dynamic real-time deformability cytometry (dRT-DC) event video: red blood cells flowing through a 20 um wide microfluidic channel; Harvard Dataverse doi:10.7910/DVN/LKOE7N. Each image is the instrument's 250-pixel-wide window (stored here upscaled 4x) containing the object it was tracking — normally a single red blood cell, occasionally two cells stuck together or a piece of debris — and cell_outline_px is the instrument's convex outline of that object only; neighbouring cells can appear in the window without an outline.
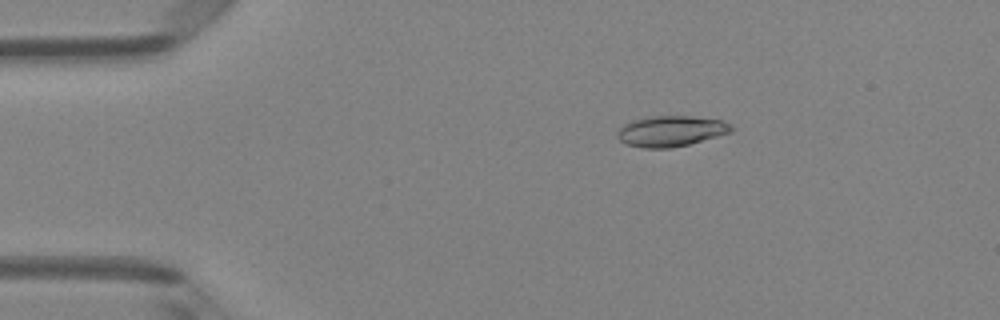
{"species": "Egyptian fruit bat (a non-hibernating species)", "species_latin": "Rousettus aegyptiacus", "temperature_condition": "room temperature", "stored_images_in_passage": 3, "camera_frame_rate_fps": 3000, "um_per_image_px": 0.085, "animal": {"sex": "female"}, "frame": {"image": 1, "passage_image": 1, "time_ms": 0.0, "image_size_px": [1000, 320], "cell_outline_px": [[732, 132], [688, 144], [668, 148], [644, 148], [628, 144], [620, 140], [616, 136], [616, 132], [624, 124], [632, 120], [648, 116], [692, 116], [720, 120], [732, 124]], "centroid_in_image_um": [57.01, 11.13], "position_along_channel_um": 28.0, "area_um2": 20.29}}
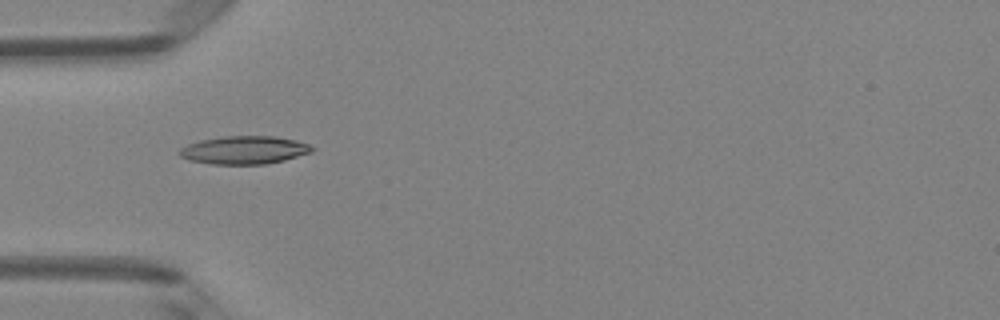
{"frame": {"image": 2, "passage_image": 3, "time_ms": 0.667, "image_size_px": [1000, 320], "cell_outline_px": [[316, 148], [312, 152], [284, 160], [264, 164], [212, 164], [188, 160], [180, 156], [176, 152], [180, 148], [188, 144], [200, 140], [220, 136], [276, 136], [296, 140], [308, 144]], "centroid_in_image_um": [20.74, 12.75], "position_along_channel_um": 64.3, "area_um2": 21.85}}